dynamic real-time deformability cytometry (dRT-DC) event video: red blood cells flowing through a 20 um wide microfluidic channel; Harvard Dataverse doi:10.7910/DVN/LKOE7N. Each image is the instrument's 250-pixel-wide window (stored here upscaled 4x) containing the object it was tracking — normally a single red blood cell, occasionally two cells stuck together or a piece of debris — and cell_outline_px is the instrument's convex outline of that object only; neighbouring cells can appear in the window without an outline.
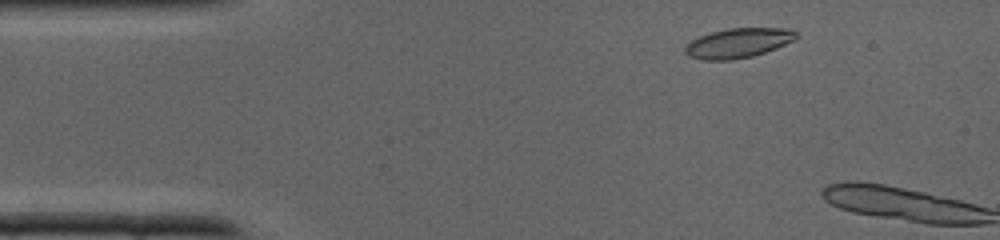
{"species": "common noctule bat (a hibernating species)", "species_latin": "Nyctalus noctula", "temperature_condition": "cold", "stored_images_in_passage": 4, "camera_frame_rate_fps": 3000, "um_per_image_px": 0.085, "animal": {"sex": "male", "body_mass_g": 19.0, "forearm_length_mm": 50.8}, "frame": {"image": 1, "passage_image": 3, "time_ms": 0.667, "image_size_px": [1000, 240], "cell_outline_px": [[800, 36], [796, 40], [776, 48], [752, 56], [732, 60], [704, 60], [688, 56], [684, 52], [684, 48], [692, 40], [700, 36], [712, 32], [728, 28], [792, 28]], "centroid_in_image_um": [62.79, 3.65], "position_along_channel_um": 22.2, "area_um2": 19.31}}